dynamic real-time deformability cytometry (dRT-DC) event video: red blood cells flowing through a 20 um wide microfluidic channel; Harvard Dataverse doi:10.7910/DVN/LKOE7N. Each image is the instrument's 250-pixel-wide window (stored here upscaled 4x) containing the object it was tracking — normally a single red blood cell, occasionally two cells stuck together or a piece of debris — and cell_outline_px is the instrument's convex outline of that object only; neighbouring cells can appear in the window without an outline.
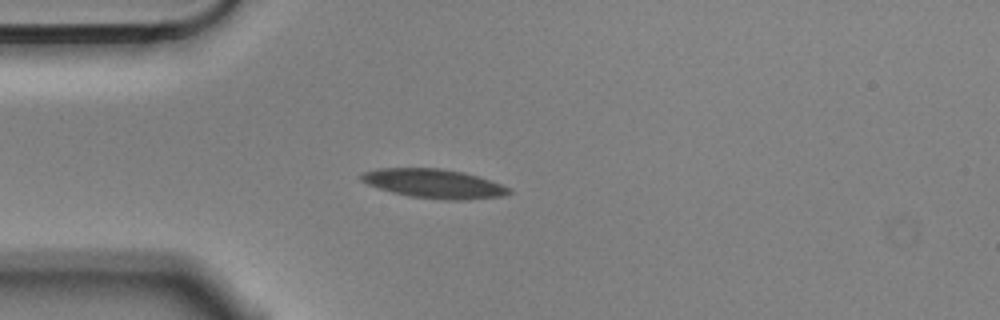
{"species": "Egyptian fruit bat (a non-hibernating species)", "species_latin": "Rousettus aegyptiacus", "temperature_condition": "cold", "stored_images_in_passage": 4, "camera_frame_rate_fps": 3000, "um_per_image_px": 0.085, "animal": {"sex": "male"}, "frame": {"image": 1, "passage_image": 3, "time_ms": 0.667, "image_size_px": [1000, 320], "cell_outline_px": [[512, 192], [504, 196], [468, 200], [444, 200], [408, 196], [392, 192], [368, 184], [360, 180], [360, 176], [364, 172], [380, 168], [440, 168], [464, 172], [500, 184], [508, 188]], "centroid_in_image_um": [36.88, 15.61], "position_along_channel_um": 48.1, "area_um2": 24.91}}